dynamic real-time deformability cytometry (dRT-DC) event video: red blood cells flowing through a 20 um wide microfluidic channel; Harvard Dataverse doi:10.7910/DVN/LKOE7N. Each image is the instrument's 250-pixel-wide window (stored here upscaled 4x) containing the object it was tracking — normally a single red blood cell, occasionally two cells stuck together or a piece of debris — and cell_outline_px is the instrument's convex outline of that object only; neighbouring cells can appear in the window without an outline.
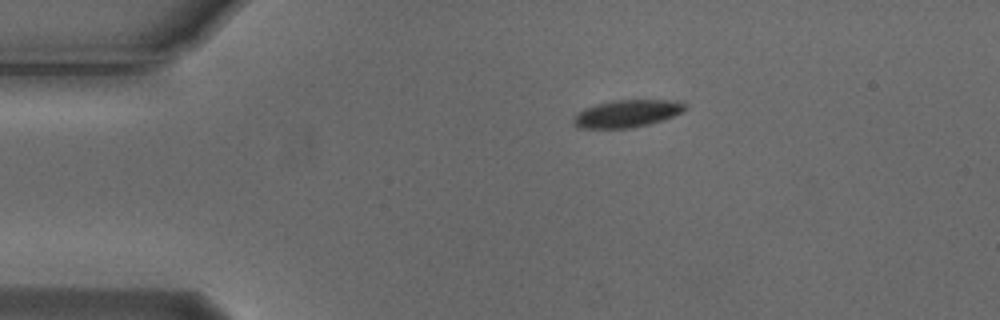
{"species": "Egyptian fruit bat (a non-hibernating species)", "species_latin": "Rousettus aegyptiacus", "temperature_condition": "cold", "stored_images_in_passage": 3, "camera_frame_rate_fps": 3000, "um_per_image_px": 0.085, "animal": {"sex": "male"}, "frame": {"image": 1, "passage_image": 1, "time_ms": 0.0, "image_size_px": [1000, 320], "cell_outline_px": [[688, 108], [664, 120], [648, 124], [628, 128], [580, 128], [572, 124], [572, 116], [576, 112], [584, 108], [596, 104], [612, 100], [676, 100], [688, 104]], "centroid_in_image_um": [53.26, 9.64], "position_along_channel_um": 31.7, "area_um2": 18.03}}
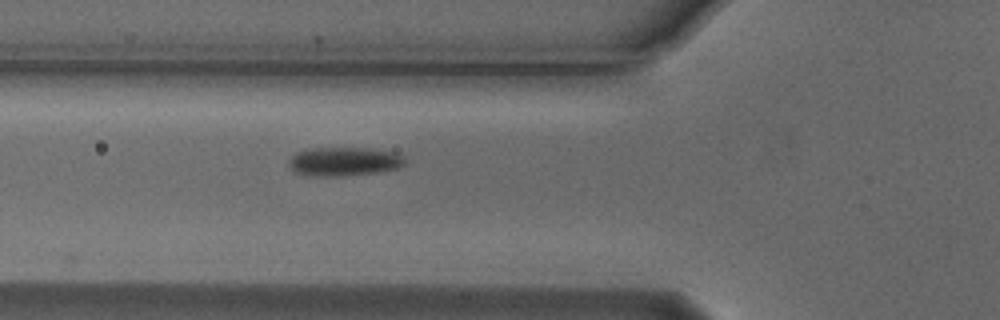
{"frame": {"image": 2, "passage_image": 3, "time_ms": 0.667, "image_size_px": [1000, 320], "cell_outline_px": [[408, 160], [404, 164], [396, 168], [376, 172], [340, 176], [332, 176], [296, 172], [288, 164], [288, 160], [296, 152], [308, 148], [372, 148], [396, 152], [404, 156]], "centroid_in_image_um": [29.3, 13.69], "position_along_channel_um": 96.5, "area_um2": 19.31}}